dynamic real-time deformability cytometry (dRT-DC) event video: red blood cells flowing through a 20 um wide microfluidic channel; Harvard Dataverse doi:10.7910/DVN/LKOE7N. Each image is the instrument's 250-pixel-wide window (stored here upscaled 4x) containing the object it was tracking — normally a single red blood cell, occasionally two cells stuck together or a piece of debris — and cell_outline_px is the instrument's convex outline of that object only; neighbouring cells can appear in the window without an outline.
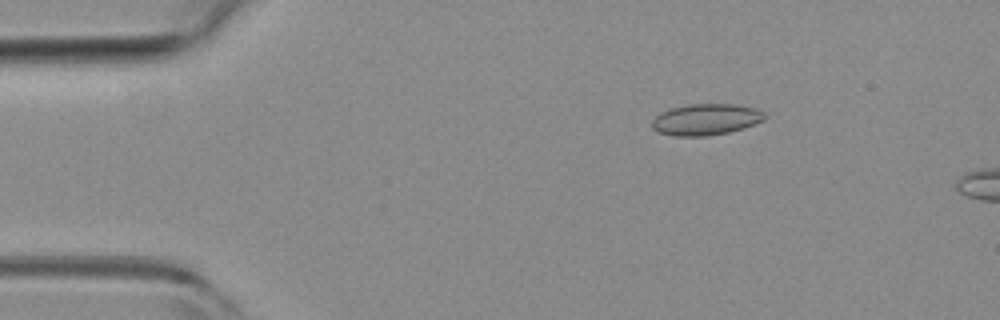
{"species": "common noctule bat (a hibernating species)", "species_latin": "Nyctalus noctula", "temperature_condition": "room temperature", "stored_images_in_passage": 13, "camera_frame_rate_fps": 3000, "um_per_image_px": 0.085, "animal": {"sex": "female", "body_mass_g": 19.3, "forearm_length_mm": 54.1}, "frame": {"image": 1, "passage_image": 8, "time_ms": 2.333, "image_size_px": [1000, 320], "cell_outline_px": [[768, 116], [764, 120], [744, 128], [728, 132], [704, 136], [676, 136], [660, 132], [652, 128], [652, 120], [660, 112], [672, 108], [692, 104], [732, 104], [756, 108], [764, 112]], "centroid_in_image_um": [60.03, 10.15], "position_along_channel_um": 25.0, "area_um2": 20.46}}